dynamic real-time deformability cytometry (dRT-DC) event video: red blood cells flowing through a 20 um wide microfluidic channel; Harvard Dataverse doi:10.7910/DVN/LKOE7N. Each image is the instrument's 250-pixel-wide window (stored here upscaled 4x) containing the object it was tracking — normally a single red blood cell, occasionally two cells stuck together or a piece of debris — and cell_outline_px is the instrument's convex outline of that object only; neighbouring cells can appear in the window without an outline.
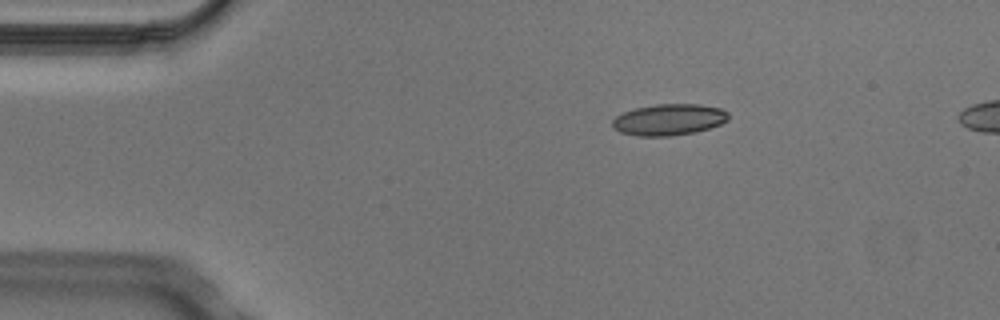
{"species": "Egyptian fruit bat (a non-hibernating species)", "species_latin": "Rousettus aegyptiacus", "temperature_condition": "cold", "stored_images_in_passage": 4, "camera_frame_rate_fps": 3000, "um_per_image_px": 0.085, "animal": {"sex": "male"}, "frame": {"image": 1, "passage_image": 2, "time_ms": 0.333, "image_size_px": [1000, 320], "cell_outline_px": [[728, 120], [720, 124], [696, 132], [672, 136], [636, 136], [620, 132], [612, 128], [612, 120], [616, 116], [624, 112], [636, 108], [656, 104], [700, 104], [720, 108], [728, 112]], "centroid_in_image_um": [56.84, 10.17], "position_along_channel_um": 28.2, "area_um2": 21.27}}